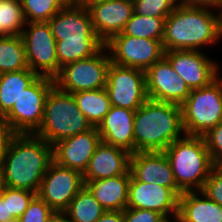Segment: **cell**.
<instances>
[{
    "label": "cell",
    "mask_w": 222,
    "mask_h": 222,
    "mask_svg": "<svg viewBox=\"0 0 222 222\" xmlns=\"http://www.w3.org/2000/svg\"><path fill=\"white\" fill-rule=\"evenodd\" d=\"M105 46L112 63L143 71L165 56L163 43L158 39L115 35L105 43Z\"/></svg>",
    "instance_id": "obj_10"
},
{
    "label": "cell",
    "mask_w": 222,
    "mask_h": 222,
    "mask_svg": "<svg viewBox=\"0 0 222 222\" xmlns=\"http://www.w3.org/2000/svg\"><path fill=\"white\" fill-rule=\"evenodd\" d=\"M108 0H71L72 3L84 7L88 9L89 7L93 6L94 4L105 2Z\"/></svg>",
    "instance_id": "obj_42"
},
{
    "label": "cell",
    "mask_w": 222,
    "mask_h": 222,
    "mask_svg": "<svg viewBox=\"0 0 222 222\" xmlns=\"http://www.w3.org/2000/svg\"><path fill=\"white\" fill-rule=\"evenodd\" d=\"M1 26L9 35H21L26 21L20 0H0Z\"/></svg>",
    "instance_id": "obj_31"
},
{
    "label": "cell",
    "mask_w": 222,
    "mask_h": 222,
    "mask_svg": "<svg viewBox=\"0 0 222 222\" xmlns=\"http://www.w3.org/2000/svg\"><path fill=\"white\" fill-rule=\"evenodd\" d=\"M130 170L116 177L84 181L105 211H124L127 208Z\"/></svg>",
    "instance_id": "obj_22"
},
{
    "label": "cell",
    "mask_w": 222,
    "mask_h": 222,
    "mask_svg": "<svg viewBox=\"0 0 222 222\" xmlns=\"http://www.w3.org/2000/svg\"><path fill=\"white\" fill-rule=\"evenodd\" d=\"M129 170L138 181L171 188L178 196L183 193L177 187L170 161L163 151L131 153Z\"/></svg>",
    "instance_id": "obj_17"
},
{
    "label": "cell",
    "mask_w": 222,
    "mask_h": 222,
    "mask_svg": "<svg viewBox=\"0 0 222 222\" xmlns=\"http://www.w3.org/2000/svg\"><path fill=\"white\" fill-rule=\"evenodd\" d=\"M178 205L179 196L171 188L141 182L131 175L127 208L152 210L166 218L177 216Z\"/></svg>",
    "instance_id": "obj_15"
},
{
    "label": "cell",
    "mask_w": 222,
    "mask_h": 222,
    "mask_svg": "<svg viewBox=\"0 0 222 222\" xmlns=\"http://www.w3.org/2000/svg\"><path fill=\"white\" fill-rule=\"evenodd\" d=\"M101 141L97 127L62 139L53 145V161L83 174Z\"/></svg>",
    "instance_id": "obj_16"
},
{
    "label": "cell",
    "mask_w": 222,
    "mask_h": 222,
    "mask_svg": "<svg viewBox=\"0 0 222 222\" xmlns=\"http://www.w3.org/2000/svg\"><path fill=\"white\" fill-rule=\"evenodd\" d=\"M98 38L105 44L120 34L134 13L132 0H108L88 8Z\"/></svg>",
    "instance_id": "obj_18"
},
{
    "label": "cell",
    "mask_w": 222,
    "mask_h": 222,
    "mask_svg": "<svg viewBox=\"0 0 222 222\" xmlns=\"http://www.w3.org/2000/svg\"><path fill=\"white\" fill-rule=\"evenodd\" d=\"M28 67L38 76L55 78L61 67L56 55V40L48 22L26 23L21 33Z\"/></svg>",
    "instance_id": "obj_9"
},
{
    "label": "cell",
    "mask_w": 222,
    "mask_h": 222,
    "mask_svg": "<svg viewBox=\"0 0 222 222\" xmlns=\"http://www.w3.org/2000/svg\"><path fill=\"white\" fill-rule=\"evenodd\" d=\"M105 89L111 106L136 110L149 99L145 71L119 66L112 62L108 69Z\"/></svg>",
    "instance_id": "obj_11"
},
{
    "label": "cell",
    "mask_w": 222,
    "mask_h": 222,
    "mask_svg": "<svg viewBox=\"0 0 222 222\" xmlns=\"http://www.w3.org/2000/svg\"><path fill=\"white\" fill-rule=\"evenodd\" d=\"M124 222H160L164 217L155 211L147 209L126 208L123 211Z\"/></svg>",
    "instance_id": "obj_37"
},
{
    "label": "cell",
    "mask_w": 222,
    "mask_h": 222,
    "mask_svg": "<svg viewBox=\"0 0 222 222\" xmlns=\"http://www.w3.org/2000/svg\"><path fill=\"white\" fill-rule=\"evenodd\" d=\"M16 135L4 116H0V166L12 138Z\"/></svg>",
    "instance_id": "obj_38"
},
{
    "label": "cell",
    "mask_w": 222,
    "mask_h": 222,
    "mask_svg": "<svg viewBox=\"0 0 222 222\" xmlns=\"http://www.w3.org/2000/svg\"><path fill=\"white\" fill-rule=\"evenodd\" d=\"M85 186L83 174L52 161L37 195L55 212L63 213L72 199Z\"/></svg>",
    "instance_id": "obj_12"
},
{
    "label": "cell",
    "mask_w": 222,
    "mask_h": 222,
    "mask_svg": "<svg viewBox=\"0 0 222 222\" xmlns=\"http://www.w3.org/2000/svg\"><path fill=\"white\" fill-rule=\"evenodd\" d=\"M104 212L105 209L84 186L72 199L63 214L69 222H97Z\"/></svg>",
    "instance_id": "obj_26"
},
{
    "label": "cell",
    "mask_w": 222,
    "mask_h": 222,
    "mask_svg": "<svg viewBox=\"0 0 222 222\" xmlns=\"http://www.w3.org/2000/svg\"><path fill=\"white\" fill-rule=\"evenodd\" d=\"M49 222H67V217L63 213H56Z\"/></svg>",
    "instance_id": "obj_43"
},
{
    "label": "cell",
    "mask_w": 222,
    "mask_h": 222,
    "mask_svg": "<svg viewBox=\"0 0 222 222\" xmlns=\"http://www.w3.org/2000/svg\"><path fill=\"white\" fill-rule=\"evenodd\" d=\"M13 218L15 217L8 216L7 202H5V199L0 195V222H5Z\"/></svg>",
    "instance_id": "obj_41"
},
{
    "label": "cell",
    "mask_w": 222,
    "mask_h": 222,
    "mask_svg": "<svg viewBox=\"0 0 222 222\" xmlns=\"http://www.w3.org/2000/svg\"><path fill=\"white\" fill-rule=\"evenodd\" d=\"M53 146L35 134H16L0 166L2 186L38 193L49 164Z\"/></svg>",
    "instance_id": "obj_1"
},
{
    "label": "cell",
    "mask_w": 222,
    "mask_h": 222,
    "mask_svg": "<svg viewBox=\"0 0 222 222\" xmlns=\"http://www.w3.org/2000/svg\"><path fill=\"white\" fill-rule=\"evenodd\" d=\"M163 152L170 161L177 187L182 192L201 191L216 167L202 136L184 134Z\"/></svg>",
    "instance_id": "obj_4"
},
{
    "label": "cell",
    "mask_w": 222,
    "mask_h": 222,
    "mask_svg": "<svg viewBox=\"0 0 222 222\" xmlns=\"http://www.w3.org/2000/svg\"><path fill=\"white\" fill-rule=\"evenodd\" d=\"M5 222H19V219L13 218V219L7 220Z\"/></svg>",
    "instance_id": "obj_46"
},
{
    "label": "cell",
    "mask_w": 222,
    "mask_h": 222,
    "mask_svg": "<svg viewBox=\"0 0 222 222\" xmlns=\"http://www.w3.org/2000/svg\"><path fill=\"white\" fill-rule=\"evenodd\" d=\"M38 75L29 67L19 71L0 74V116H6L16 100Z\"/></svg>",
    "instance_id": "obj_24"
},
{
    "label": "cell",
    "mask_w": 222,
    "mask_h": 222,
    "mask_svg": "<svg viewBox=\"0 0 222 222\" xmlns=\"http://www.w3.org/2000/svg\"><path fill=\"white\" fill-rule=\"evenodd\" d=\"M130 156L129 151L101 141L83 173V181H94L126 174L130 169Z\"/></svg>",
    "instance_id": "obj_20"
},
{
    "label": "cell",
    "mask_w": 222,
    "mask_h": 222,
    "mask_svg": "<svg viewBox=\"0 0 222 222\" xmlns=\"http://www.w3.org/2000/svg\"><path fill=\"white\" fill-rule=\"evenodd\" d=\"M160 222H181L178 216L166 217Z\"/></svg>",
    "instance_id": "obj_44"
},
{
    "label": "cell",
    "mask_w": 222,
    "mask_h": 222,
    "mask_svg": "<svg viewBox=\"0 0 222 222\" xmlns=\"http://www.w3.org/2000/svg\"><path fill=\"white\" fill-rule=\"evenodd\" d=\"M218 11H219V15H220L221 20H222V6H221V8Z\"/></svg>",
    "instance_id": "obj_47"
},
{
    "label": "cell",
    "mask_w": 222,
    "mask_h": 222,
    "mask_svg": "<svg viewBox=\"0 0 222 222\" xmlns=\"http://www.w3.org/2000/svg\"><path fill=\"white\" fill-rule=\"evenodd\" d=\"M56 41L99 39L88 9L69 1L48 21Z\"/></svg>",
    "instance_id": "obj_19"
},
{
    "label": "cell",
    "mask_w": 222,
    "mask_h": 222,
    "mask_svg": "<svg viewBox=\"0 0 222 222\" xmlns=\"http://www.w3.org/2000/svg\"><path fill=\"white\" fill-rule=\"evenodd\" d=\"M97 222H124L123 211H105Z\"/></svg>",
    "instance_id": "obj_40"
},
{
    "label": "cell",
    "mask_w": 222,
    "mask_h": 222,
    "mask_svg": "<svg viewBox=\"0 0 222 222\" xmlns=\"http://www.w3.org/2000/svg\"><path fill=\"white\" fill-rule=\"evenodd\" d=\"M77 107L86 116L92 127H98L111 108L108 92L105 88L73 93Z\"/></svg>",
    "instance_id": "obj_25"
},
{
    "label": "cell",
    "mask_w": 222,
    "mask_h": 222,
    "mask_svg": "<svg viewBox=\"0 0 222 222\" xmlns=\"http://www.w3.org/2000/svg\"><path fill=\"white\" fill-rule=\"evenodd\" d=\"M181 222H222V206L201 191H187L179 196Z\"/></svg>",
    "instance_id": "obj_23"
},
{
    "label": "cell",
    "mask_w": 222,
    "mask_h": 222,
    "mask_svg": "<svg viewBox=\"0 0 222 222\" xmlns=\"http://www.w3.org/2000/svg\"><path fill=\"white\" fill-rule=\"evenodd\" d=\"M185 135L203 136L222 121V76L209 85L192 89L181 105Z\"/></svg>",
    "instance_id": "obj_6"
},
{
    "label": "cell",
    "mask_w": 222,
    "mask_h": 222,
    "mask_svg": "<svg viewBox=\"0 0 222 222\" xmlns=\"http://www.w3.org/2000/svg\"><path fill=\"white\" fill-rule=\"evenodd\" d=\"M105 44L100 39L56 41V55L59 66L85 59L96 54Z\"/></svg>",
    "instance_id": "obj_27"
},
{
    "label": "cell",
    "mask_w": 222,
    "mask_h": 222,
    "mask_svg": "<svg viewBox=\"0 0 222 222\" xmlns=\"http://www.w3.org/2000/svg\"><path fill=\"white\" fill-rule=\"evenodd\" d=\"M0 195L7 202L8 216H14L19 219L37 194L25 189H13L2 186Z\"/></svg>",
    "instance_id": "obj_32"
},
{
    "label": "cell",
    "mask_w": 222,
    "mask_h": 222,
    "mask_svg": "<svg viewBox=\"0 0 222 222\" xmlns=\"http://www.w3.org/2000/svg\"><path fill=\"white\" fill-rule=\"evenodd\" d=\"M205 53L197 50H171L165 51V57L192 90L209 85L220 75L219 62Z\"/></svg>",
    "instance_id": "obj_13"
},
{
    "label": "cell",
    "mask_w": 222,
    "mask_h": 222,
    "mask_svg": "<svg viewBox=\"0 0 222 222\" xmlns=\"http://www.w3.org/2000/svg\"><path fill=\"white\" fill-rule=\"evenodd\" d=\"M201 192L222 206V170L218 166L210 172Z\"/></svg>",
    "instance_id": "obj_36"
},
{
    "label": "cell",
    "mask_w": 222,
    "mask_h": 222,
    "mask_svg": "<svg viewBox=\"0 0 222 222\" xmlns=\"http://www.w3.org/2000/svg\"><path fill=\"white\" fill-rule=\"evenodd\" d=\"M221 40L222 20L214 9L178 5L165 19L162 39L165 51H204Z\"/></svg>",
    "instance_id": "obj_2"
},
{
    "label": "cell",
    "mask_w": 222,
    "mask_h": 222,
    "mask_svg": "<svg viewBox=\"0 0 222 222\" xmlns=\"http://www.w3.org/2000/svg\"><path fill=\"white\" fill-rule=\"evenodd\" d=\"M110 64L111 58L104 45L93 56L64 65L54 78L55 85L72 94L105 88Z\"/></svg>",
    "instance_id": "obj_7"
},
{
    "label": "cell",
    "mask_w": 222,
    "mask_h": 222,
    "mask_svg": "<svg viewBox=\"0 0 222 222\" xmlns=\"http://www.w3.org/2000/svg\"><path fill=\"white\" fill-rule=\"evenodd\" d=\"M7 36H10V35L1 26V17H0V39L7 37Z\"/></svg>",
    "instance_id": "obj_45"
},
{
    "label": "cell",
    "mask_w": 222,
    "mask_h": 222,
    "mask_svg": "<svg viewBox=\"0 0 222 222\" xmlns=\"http://www.w3.org/2000/svg\"><path fill=\"white\" fill-rule=\"evenodd\" d=\"M134 13L141 16L166 17L178 6L176 0H132Z\"/></svg>",
    "instance_id": "obj_33"
},
{
    "label": "cell",
    "mask_w": 222,
    "mask_h": 222,
    "mask_svg": "<svg viewBox=\"0 0 222 222\" xmlns=\"http://www.w3.org/2000/svg\"><path fill=\"white\" fill-rule=\"evenodd\" d=\"M54 79L38 76L16 100L11 111L5 116L16 134H35L43 120L45 100Z\"/></svg>",
    "instance_id": "obj_8"
},
{
    "label": "cell",
    "mask_w": 222,
    "mask_h": 222,
    "mask_svg": "<svg viewBox=\"0 0 222 222\" xmlns=\"http://www.w3.org/2000/svg\"><path fill=\"white\" fill-rule=\"evenodd\" d=\"M55 214L45 201L36 195L19 218V222H49Z\"/></svg>",
    "instance_id": "obj_34"
},
{
    "label": "cell",
    "mask_w": 222,
    "mask_h": 222,
    "mask_svg": "<svg viewBox=\"0 0 222 222\" xmlns=\"http://www.w3.org/2000/svg\"><path fill=\"white\" fill-rule=\"evenodd\" d=\"M26 23L48 22L70 0H20Z\"/></svg>",
    "instance_id": "obj_30"
},
{
    "label": "cell",
    "mask_w": 222,
    "mask_h": 222,
    "mask_svg": "<svg viewBox=\"0 0 222 222\" xmlns=\"http://www.w3.org/2000/svg\"><path fill=\"white\" fill-rule=\"evenodd\" d=\"M206 147L215 166L222 164V121L203 136Z\"/></svg>",
    "instance_id": "obj_35"
},
{
    "label": "cell",
    "mask_w": 222,
    "mask_h": 222,
    "mask_svg": "<svg viewBox=\"0 0 222 222\" xmlns=\"http://www.w3.org/2000/svg\"><path fill=\"white\" fill-rule=\"evenodd\" d=\"M91 128L92 125L77 107L73 94L54 85L46 97L42 124L35 135L53 146Z\"/></svg>",
    "instance_id": "obj_5"
},
{
    "label": "cell",
    "mask_w": 222,
    "mask_h": 222,
    "mask_svg": "<svg viewBox=\"0 0 222 222\" xmlns=\"http://www.w3.org/2000/svg\"><path fill=\"white\" fill-rule=\"evenodd\" d=\"M165 19L163 17L141 16L133 13L126 22L123 31L117 35H129L137 38L163 39Z\"/></svg>",
    "instance_id": "obj_29"
},
{
    "label": "cell",
    "mask_w": 222,
    "mask_h": 222,
    "mask_svg": "<svg viewBox=\"0 0 222 222\" xmlns=\"http://www.w3.org/2000/svg\"><path fill=\"white\" fill-rule=\"evenodd\" d=\"M145 79L147 95L151 100L181 106L191 91L165 56L145 71Z\"/></svg>",
    "instance_id": "obj_14"
},
{
    "label": "cell",
    "mask_w": 222,
    "mask_h": 222,
    "mask_svg": "<svg viewBox=\"0 0 222 222\" xmlns=\"http://www.w3.org/2000/svg\"><path fill=\"white\" fill-rule=\"evenodd\" d=\"M178 5L188 7H206L219 10L222 6V0H176Z\"/></svg>",
    "instance_id": "obj_39"
},
{
    "label": "cell",
    "mask_w": 222,
    "mask_h": 222,
    "mask_svg": "<svg viewBox=\"0 0 222 222\" xmlns=\"http://www.w3.org/2000/svg\"><path fill=\"white\" fill-rule=\"evenodd\" d=\"M136 110L111 106L97 130L101 140L109 145L134 153V115Z\"/></svg>",
    "instance_id": "obj_21"
},
{
    "label": "cell",
    "mask_w": 222,
    "mask_h": 222,
    "mask_svg": "<svg viewBox=\"0 0 222 222\" xmlns=\"http://www.w3.org/2000/svg\"><path fill=\"white\" fill-rule=\"evenodd\" d=\"M134 153L164 151L184 135L181 106L148 99L134 115Z\"/></svg>",
    "instance_id": "obj_3"
},
{
    "label": "cell",
    "mask_w": 222,
    "mask_h": 222,
    "mask_svg": "<svg viewBox=\"0 0 222 222\" xmlns=\"http://www.w3.org/2000/svg\"><path fill=\"white\" fill-rule=\"evenodd\" d=\"M25 45L21 35L0 39V74L27 69Z\"/></svg>",
    "instance_id": "obj_28"
}]
</instances>
